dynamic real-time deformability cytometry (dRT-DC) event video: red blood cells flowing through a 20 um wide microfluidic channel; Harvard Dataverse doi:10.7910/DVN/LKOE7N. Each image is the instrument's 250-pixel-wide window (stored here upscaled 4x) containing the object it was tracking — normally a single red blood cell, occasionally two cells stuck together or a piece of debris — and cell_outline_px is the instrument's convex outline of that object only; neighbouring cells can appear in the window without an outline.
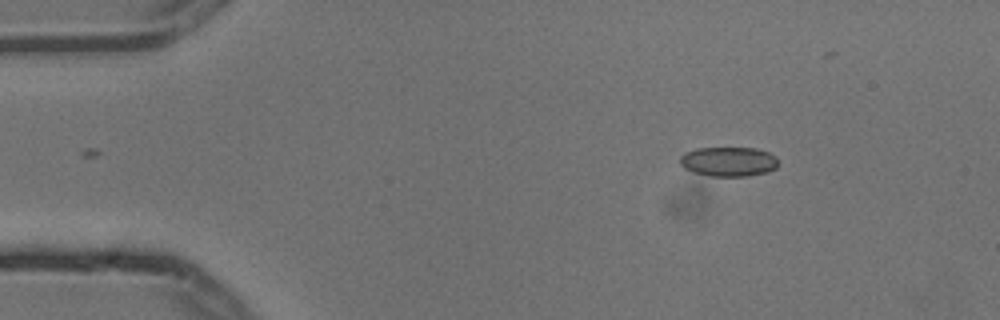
{"species": "common noctule bat (a hibernating species)", "species_latin": "Nyctalus noctula", "temperature_condition": "cold", "stored_images_in_passage": 4, "camera_frame_rate_fps": 3000, "um_per_image_px": 0.085, "animal": {"sex": "male", "body_mass_g": 13.3}, "frame": {"image": 1, "passage_image": 2, "time_ms": 0.333, "image_size_px": [1000, 320], "cell_outline_px": [[776, 168], [768, 172], [748, 176], [708, 176], [692, 172], [684, 168], [680, 164], [680, 156], [684, 152], [696, 148], [756, 148], [768, 152], [776, 156]], "centroid_in_image_um": [61.89, 13.74], "position_along_channel_um": 23.1, "area_um2": 17.05}}